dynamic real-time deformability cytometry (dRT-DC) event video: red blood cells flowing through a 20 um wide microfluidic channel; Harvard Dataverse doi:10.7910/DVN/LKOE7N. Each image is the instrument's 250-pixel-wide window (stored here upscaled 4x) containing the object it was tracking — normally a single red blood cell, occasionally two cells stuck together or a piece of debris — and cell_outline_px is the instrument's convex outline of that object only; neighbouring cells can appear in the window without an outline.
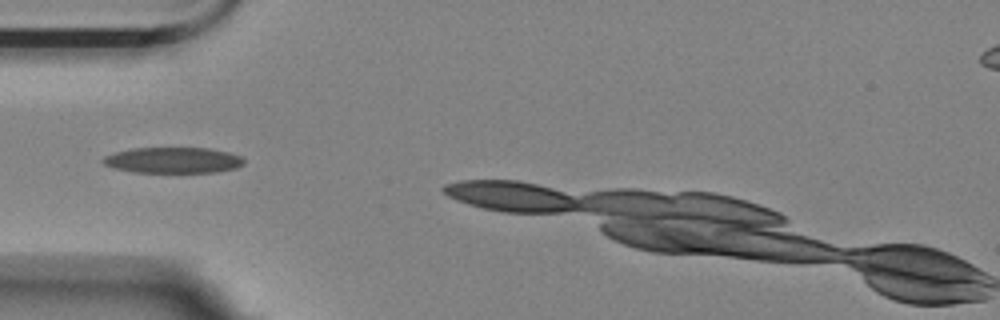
{"species": "Egyptian fruit bat (a non-hibernating species)", "species_latin": "Rousettus aegyptiacus", "temperature_condition": "room temperature", "stored_images_in_passage": 2, "camera_frame_rate_fps": 3000, "um_per_image_px": 0.085, "animal": {"sex": "female"}, "frame": {"image": 1, "passage_image": 1, "time_ms": 0.0, "image_size_px": [1000, 320], "cell_outline_px": [[244, 164], [236, 168], [216, 172], [132, 172], [116, 168], [104, 164], [100, 160], [104, 156], [116, 152], [132, 148], [212, 148], [228, 152], [240, 156], [244, 160]], "centroid_in_image_um": [14.72, 13.61], "position_along_channel_um": 70.3, "area_um2": 21.21}}